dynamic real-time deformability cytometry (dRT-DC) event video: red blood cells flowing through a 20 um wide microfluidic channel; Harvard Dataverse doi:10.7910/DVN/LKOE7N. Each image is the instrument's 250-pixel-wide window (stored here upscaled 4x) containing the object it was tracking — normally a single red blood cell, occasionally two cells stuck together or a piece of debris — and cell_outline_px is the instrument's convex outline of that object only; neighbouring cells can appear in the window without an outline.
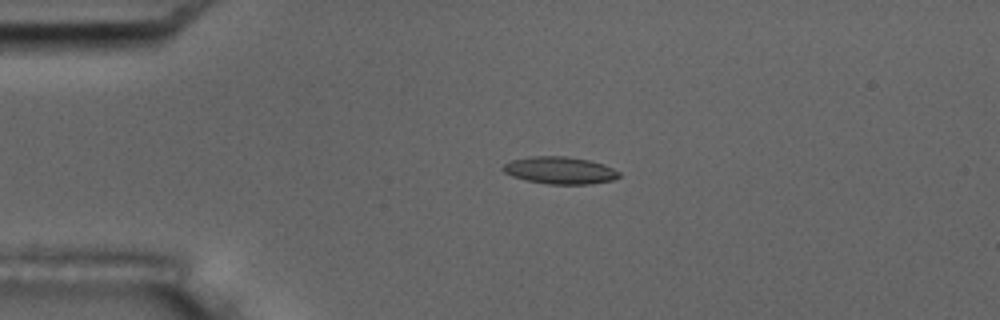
{"species": "common noctule bat (a hibernating species)", "species_latin": "Nyctalus noctula", "temperature_condition": "room temperature", "stored_images_in_passage": 5, "camera_frame_rate_fps": 3000, "um_per_image_px": 0.085, "animal": {"sex": "male", "body_mass_g": 17.5, "forearm_length_mm": 52.3}, "frame": {"image": 1, "passage_image": 4, "time_ms": 3.667, "image_size_px": [1000, 320], "cell_outline_px": [[620, 176], [612, 180], [592, 184], [548, 184], [528, 180], [512, 176], [504, 172], [500, 168], [504, 164], [512, 160], [532, 156], [564, 156], [588, 160], [604, 164], [620, 172]], "centroid_in_image_um": [47.59, 14.48], "position_along_channel_um": 37.4, "area_um2": 18.32}}
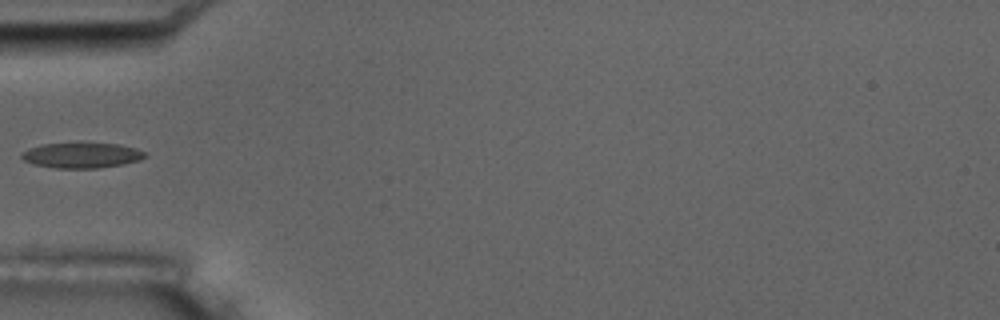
{"frame": {"image": 2, "passage_image": 5, "time_ms": 5.667, "image_size_px": [1000, 320], "cell_outline_px": [[148, 156], [140, 160], [124, 164], [96, 168], [56, 168], [32, 164], [24, 160], [20, 156], [20, 152], [28, 148], [40, 144], [80, 140], [120, 144], [136, 148], [144, 152]], "centroid_in_image_um": [6.91, 13.14], "position_along_channel_um": 78.1, "area_um2": 19.31}}